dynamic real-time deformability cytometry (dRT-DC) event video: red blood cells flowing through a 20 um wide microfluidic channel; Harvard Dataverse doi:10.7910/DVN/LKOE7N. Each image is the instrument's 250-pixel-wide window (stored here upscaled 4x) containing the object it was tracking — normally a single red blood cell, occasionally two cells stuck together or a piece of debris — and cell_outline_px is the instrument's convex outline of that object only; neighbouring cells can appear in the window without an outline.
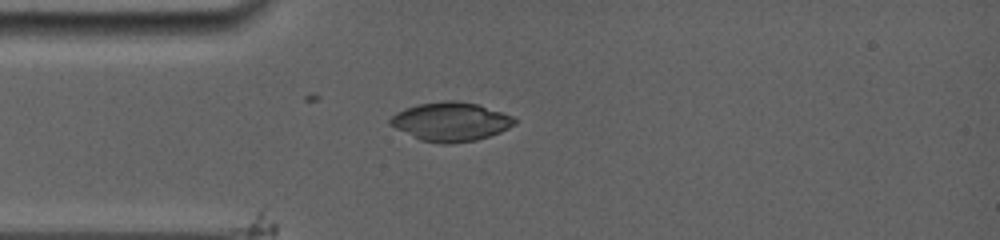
{"species": "common noctule bat (a hibernating species)", "species_latin": "Nyctalus noctula", "temperature_condition": "room temperature", "stored_images_in_passage": 7, "camera_frame_rate_fps": 5000, "um_per_image_px": 0.085, "animal": {"sex": "female", "body_mass_g": 19.0, "forearm_length_mm": 56.7}, "frame": {"image": 1, "passage_image": 1, "time_ms": 0.0, "image_size_px": [1000, 240], "cell_outline_px": [[516, 124], [500, 132], [476, 140], [452, 144], [440, 144], [420, 140], [388, 124], [388, 120], [396, 112], [404, 108], [420, 104], [444, 100], [456, 100], [480, 104], [512, 116], [516, 120]], "centroid_in_image_um": [38.3, 10.34], "position_along_channel_um": 46.7, "area_um2": 28.32}}